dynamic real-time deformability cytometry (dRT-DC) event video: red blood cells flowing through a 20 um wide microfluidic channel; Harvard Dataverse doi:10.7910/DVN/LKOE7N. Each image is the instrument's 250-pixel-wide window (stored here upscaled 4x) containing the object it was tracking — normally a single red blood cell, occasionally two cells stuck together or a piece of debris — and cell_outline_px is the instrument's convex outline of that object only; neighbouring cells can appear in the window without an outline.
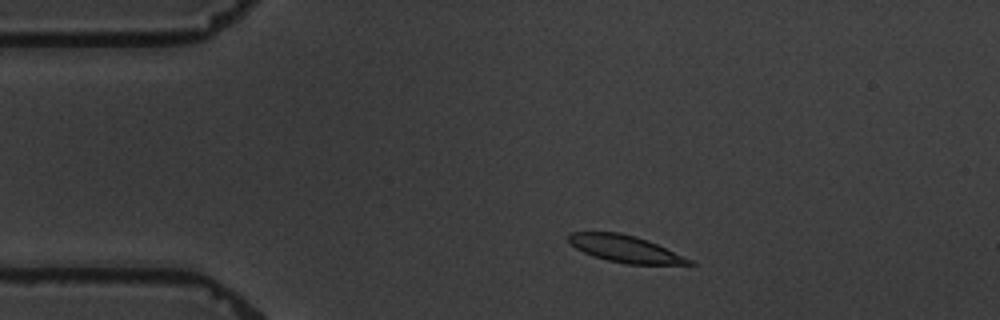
{"species": "common noctule bat (a hibernating species)", "species_latin": "Nyctalus noctula", "temperature_condition": "warm", "stored_images_in_passage": 6, "camera_frame_rate_fps": 3000, "um_per_image_px": 0.085, "animal": {"sex": "male", "body_mass_g": 19.5, "forearm_length_mm": 54.6}, "frame": {"image": 1, "passage_image": 2, "time_ms": 1.333, "image_size_px": [1000, 320], "cell_outline_px": [[696, 264], [624, 264], [592, 256], [576, 248], [568, 240], [568, 236], [572, 232], [620, 232], [636, 236], [648, 240], [692, 260]], "centroid_in_image_um": [53.12, 21.14], "position_along_channel_um": 31.9, "area_um2": 18.73}}
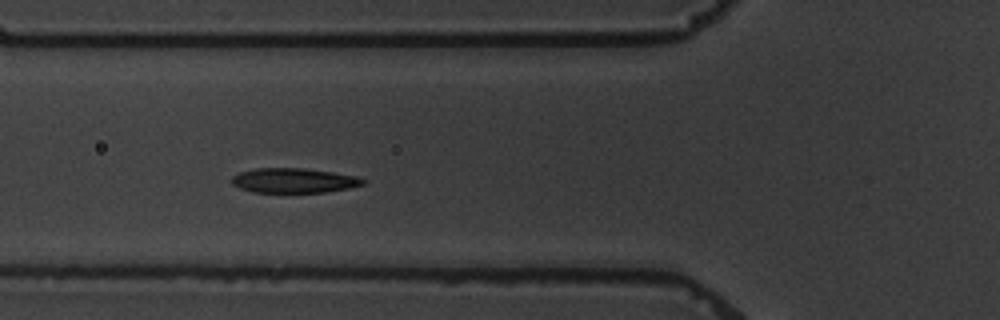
{"frame": {"image": 2, "passage_image": 5, "time_ms": 4.667, "image_size_px": [1000, 320], "cell_outline_px": [[368, 180], [364, 184], [348, 188], [324, 192], [252, 192], [240, 188], [232, 184], [232, 176], [240, 172], [256, 168], [304, 168], [332, 172], [356, 176]], "centroid_in_image_um": [24.98, 15.34], "position_along_channel_um": 100.8, "area_um2": 18.84}}
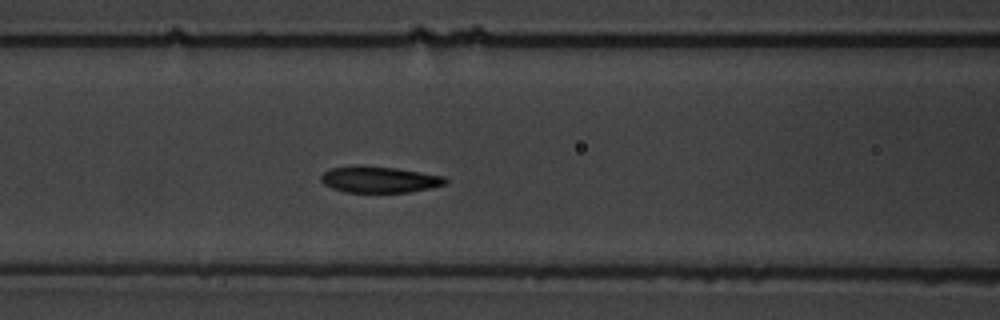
{"frame": {"image": 3, "passage_image": 6, "time_ms": 5.667, "image_size_px": [1000, 320], "cell_outline_px": [[448, 180], [444, 184], [432, 188], [408, 192], [344, 192], [332, 188], [324, 184], [320, 180], [320, 176], [324, 172], [332, 168], [352, 164], [356, 164], [396, 168], [444, 176]], "centroid_in_image_um": [32.2, 15.24], "position_along_channel_um": 134.4, "area_um2": 19.25}}